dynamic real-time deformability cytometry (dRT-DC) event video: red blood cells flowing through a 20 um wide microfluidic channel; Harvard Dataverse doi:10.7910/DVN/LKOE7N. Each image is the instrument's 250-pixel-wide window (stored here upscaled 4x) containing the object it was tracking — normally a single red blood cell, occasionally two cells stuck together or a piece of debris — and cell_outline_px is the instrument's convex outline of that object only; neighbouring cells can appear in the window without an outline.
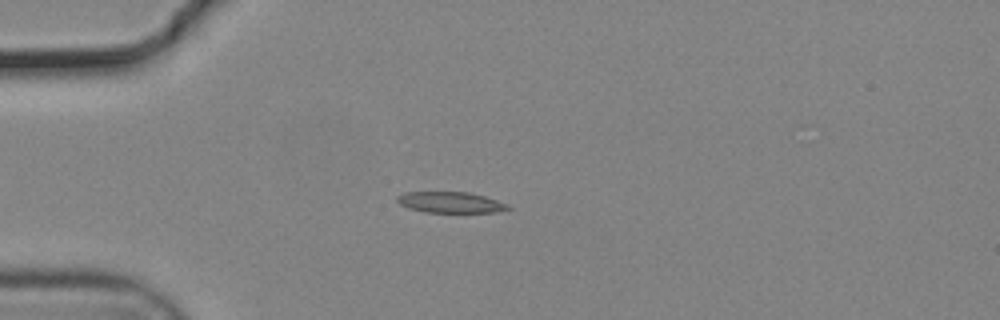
{"species": "common noctule bat (a hibernating species)", "species_latin": "Nyctalus noctula", "temperature_condition": "cold", "stored_images_in_passage": 41, "camera_frame_rate_fps": 3000, "um_per_image_px": 0.085, "animal": {"sex": "male", "body_mass_g": 19.2, "forearm_length_mm": 51.8}, "frame": {"image": 1, "passage_image": 5, "time_ms": 1.333, "image_size_px": [1000, 320], "cell_outline_px": [[512, 208], [496, 212], [424, 212], [408, 208], [400, 204], [396, 200], [396, 196], [404, 192], [468, 192], [484, 196], [508, 204]], "centroid_in_image_um": [38.26, 17.2], "position_along_channel_um": 46.7, "area_um2": 13.53}}
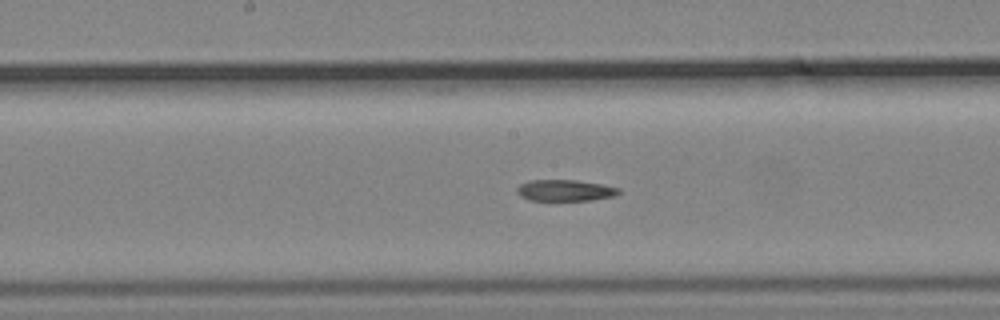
{"frame": {"image": 2, "passage_image": 19, "time_ms": 6.0, "image_size_px": [1000, 320], "cell_outline_px": [[620, 192], [616, 196], [592, 200], [528, 200], [520, 196], [516, 192], [516, 188], [520, 184], [528, 180], [576, 180], [600, 184], [620, 188]], "centroid_in_image_um": [48.01, 16.18], "position_along_channel_um": 200.2, "area_um2": 12.72}}
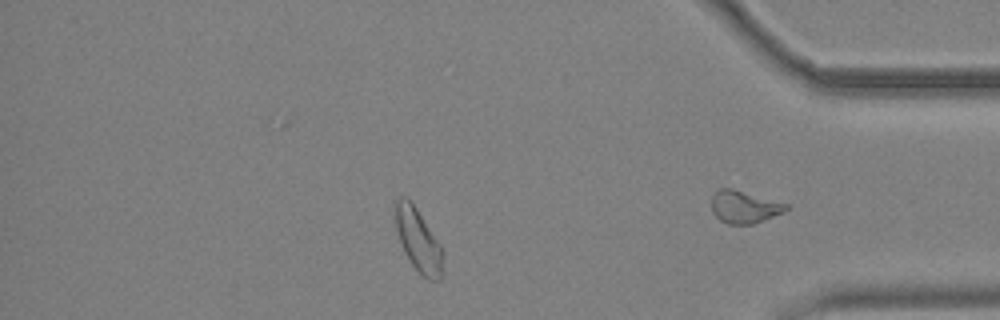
{"frame": {"image": 3, "passage_image": 33, "time_ms": 10.667, "image_size_px": [1000, 320], "cell_outline_px": [[440, 280], [428, 280], [412, 264], [404, 252], [396, 228], [396, 200], [400, 196], [404, 196], [416, 208], [440, 244]], "centroid_in_image_um": [35.51, 20.39], "position_along_channel_um": 399.7, "area_um2": 16.42}}